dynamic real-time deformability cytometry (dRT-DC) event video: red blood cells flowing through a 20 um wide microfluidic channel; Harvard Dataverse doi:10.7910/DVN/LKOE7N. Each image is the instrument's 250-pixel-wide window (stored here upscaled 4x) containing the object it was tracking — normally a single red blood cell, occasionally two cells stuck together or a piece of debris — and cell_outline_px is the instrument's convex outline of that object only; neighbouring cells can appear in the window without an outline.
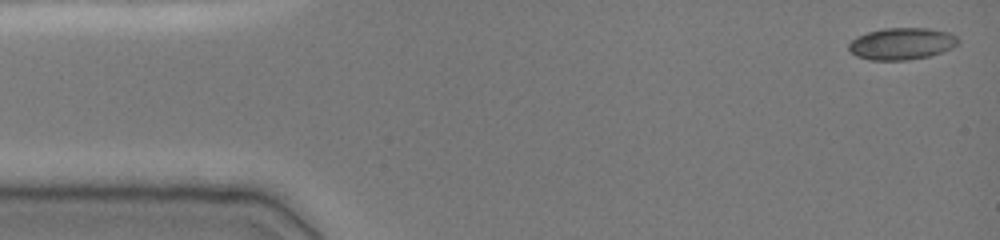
{"species": "common noctule bat (a hibernating species)", "species_latin": "Nyctalus noctula", "temperature_condition": "cold", "stored_images_in_passage": 30, "camera_frame_rate_fps": 3000, "um_per_image_px": 0.085, "animal": {"sex": "female", "body_mass_g": 19.0, "forearm_length_mm": 51.5}, "frame": {"image": 1, "passage_image": 1, "time_ms": 0.0, "image_size_px": [1000, 240], "cell_outline_px": [[960, 40], [952, 48], [928, 56], [908, 60], [868, 60], [856, 56], [848, 48], [848, 44], [856, 36], [868, 32], [884, 28], [928, 28], [952, 32]], "centroid_in_image_um": [76.65, 3.71], "position_along_channel_um": 8.4, "area_um2": 20.4}}
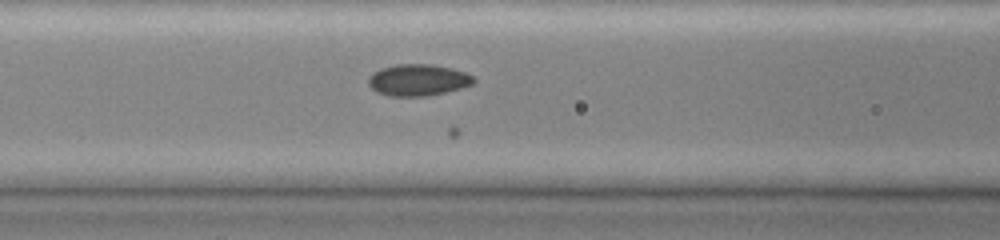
{"frame": {"image": 2, "passage_image": 19, "time_ms": 6.0, "image_size_px": [1000, 240], "cell_outline_px": [[476, 80], [472, 84], [460, 88], [428, 96], [388, 96], [376, 92], [368, 84], [368, 76], [372, 72], [380, 68], [396, 64], [432, 64], [452, 68], [464, 72], [472, 76]], "centroid_in_image_um": [35.49, 6.79], "position_along_channel_um": 131.1, "area_um2": 19.48}}